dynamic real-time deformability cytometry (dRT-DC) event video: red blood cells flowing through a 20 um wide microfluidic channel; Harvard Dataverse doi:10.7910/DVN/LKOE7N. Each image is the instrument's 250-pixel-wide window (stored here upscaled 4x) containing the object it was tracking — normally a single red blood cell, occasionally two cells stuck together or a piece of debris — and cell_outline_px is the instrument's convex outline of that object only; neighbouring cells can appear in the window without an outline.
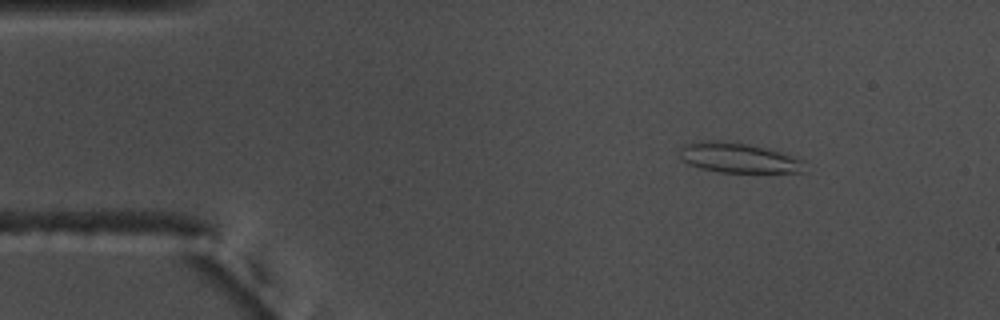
{"species": "common noctule bat (a hibernating species)", "species_latin": "Nyctalus noctula", "temperature_condition": "warm", "stored_images_in_passage": 50, "segment_of_instrument_passage": [1, 2], "camera_frame_rate_fps": 3000, "um_per_image_px": 0.085, "animal": {"sex": "male", "body_mass_g": 17.5, "forearm_length_mm": 52.3}, "frame": {"image": 1, "passage_image": 2, "time_ms": 0.333, "image_size_px": [1000, 320], "cell_outline_px": [[804, 172], [720, 172], [700, 168], [688, 164], [680, 160], [680, 148], [684, 144], [700, 140], [724, 140], [748, 144], [784, 152], [804, 160]], "centroid_in_image_um": [62.74, 13.4], "position_along_channel_um": 22.3, "area_um2": 22.14}}
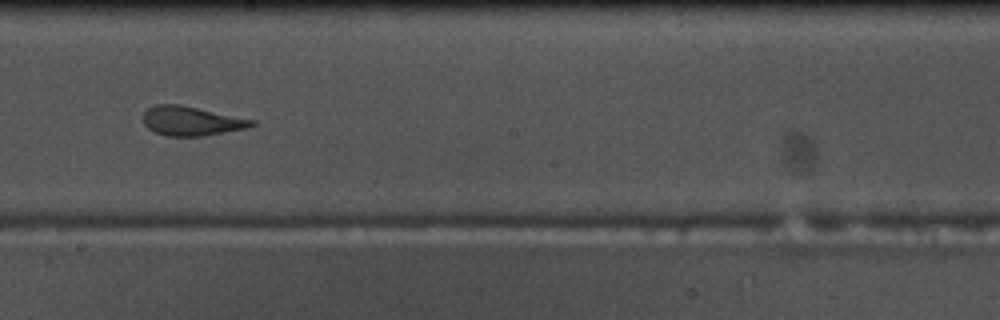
{"frame": {"image": 2, "passage_image": 25, "time_ms": 8.0, "image_size_px": [1000, 320], "cell_outline_px": [[256, 124], [248, 128], [204, 136], [164, 136], [148, 128], [144, 124], [144, 112], [148, 108], [156, 104], [180, 104], [256, 120]], "centroid_in_image_um": [16.29, 10.28], "position_along_channel_um": 231.9, "area_um2": 18.61}}
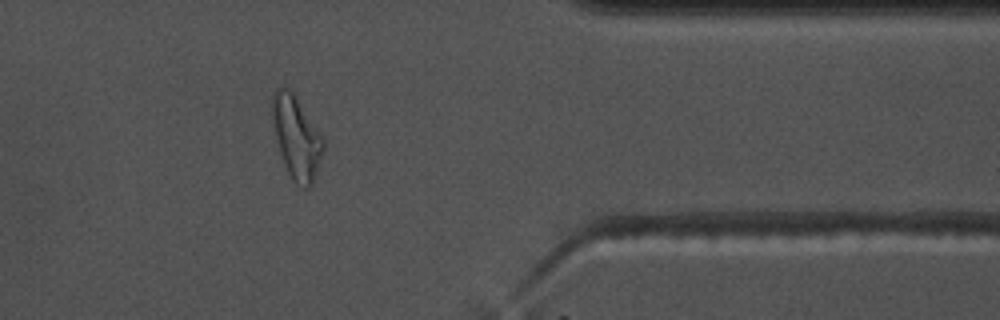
{"frame": {"image": 3, "passage_image": 39, "time_ms": 12.667, "image_size_px": [1000, 320], "cell_outline_px": [[324, 148], [312, 184], [308, 188], [304, 188], [296, 184], [292, 180], [284, 164], [280, 152], [272, 120], [272, 92], [276, 88], [288, 88], [296, 96], [324, 140]], "centroid_in_image_um": [25.18, 11.68], "position_along_channel_um": 386.2, "area_um2": 24.16}}